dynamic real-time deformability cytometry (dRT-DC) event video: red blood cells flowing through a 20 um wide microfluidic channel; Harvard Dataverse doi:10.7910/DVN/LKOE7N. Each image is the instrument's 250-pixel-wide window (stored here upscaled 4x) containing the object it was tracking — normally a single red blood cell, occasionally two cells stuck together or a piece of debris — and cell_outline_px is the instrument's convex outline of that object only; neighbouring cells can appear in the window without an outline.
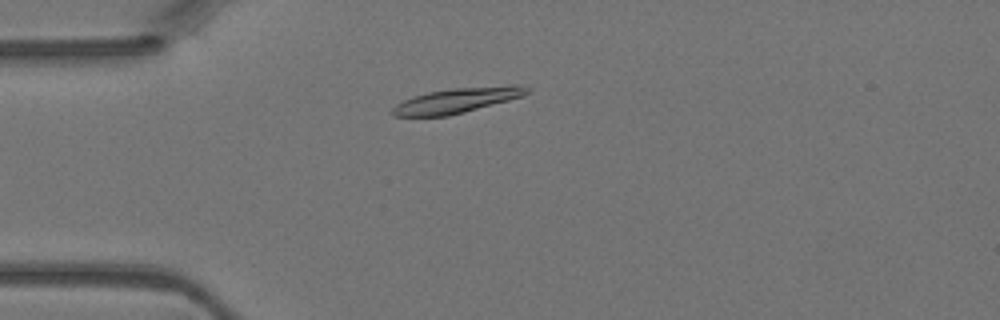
{"species": "Egyptian fruit bat (a non-hibernating species)", "species_latin": "Rousettus aegyptiacus", "temperature_condition": "warm", "stored_images_in_passage": 38, "camera_frame_rate_fps": 3000, "um_per_image_px": 0.085, "animal": {"sex": "female"}, "frame": {"image": 1, "passage_image": 4, "time_ms": 1.0, "image_size_px": [1000, 320], "cell_outline_px": [[532, 92], [508, 100], [464, 112], [448, 116], [392, 116], [388, 112], [396, 104], [412, 96], [428, 92], [452, 88], [512, 84], [524, 84], [532, 88]], "centroid_in_image_um": [38.87, 8.51], "position_along_channel_um": 46.1, "area_um2": 19.94}}
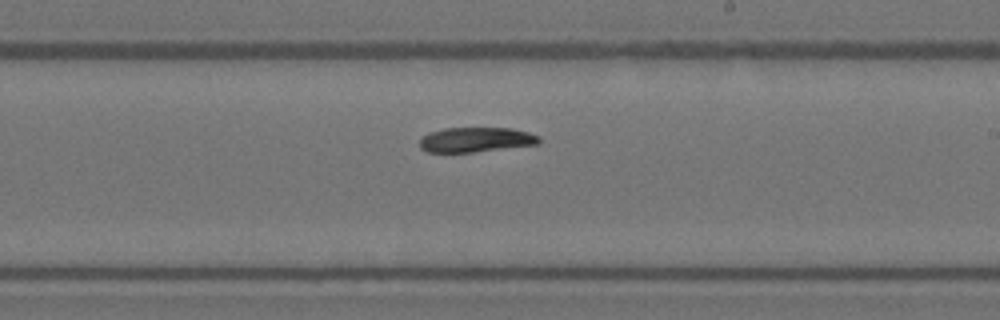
{"frame": {"image": 2, "passage_image": 19, "time_ms": 6.0, "image_size_px": [1000, 320], "cell_outline_px": [[540, 144], [472, 152], [428, 152], [420, 148], [420, 136], [428, 132], [444, 128], [512, 128], [528, 132], [540, 136]], "centroid_in_image_um": [40.44, 11.87], "position_along_channel_um": 248.6, "area_um2": 17.4}}
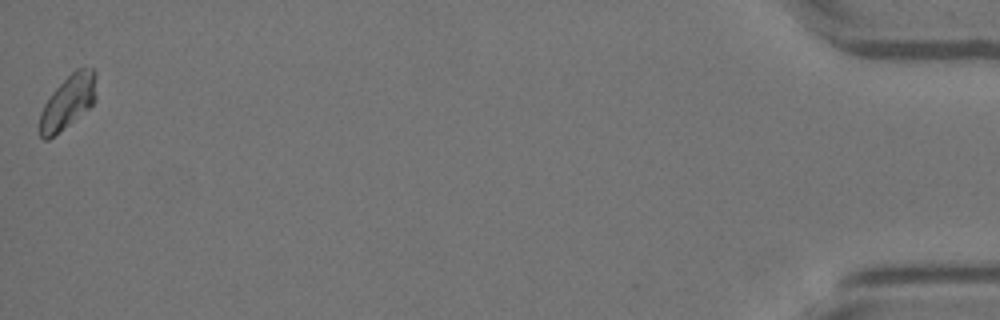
{"frame": {"image": 3, "passage_image": 38, "time_ms": 12.333, "image_size_px": [1000, 320], "cell_outline_px": [[96, 96], [92, 104], [88, 108], [48, 140], [44, 140], [40, 136], [40, 112], [44, 104], [52, 92], [76, 68], [92, 68], [96, 72]], "centroid_in_image_um": [5.78, 8.64], "position_along_channel_um": 429.4, "area_um2": 17.28}}